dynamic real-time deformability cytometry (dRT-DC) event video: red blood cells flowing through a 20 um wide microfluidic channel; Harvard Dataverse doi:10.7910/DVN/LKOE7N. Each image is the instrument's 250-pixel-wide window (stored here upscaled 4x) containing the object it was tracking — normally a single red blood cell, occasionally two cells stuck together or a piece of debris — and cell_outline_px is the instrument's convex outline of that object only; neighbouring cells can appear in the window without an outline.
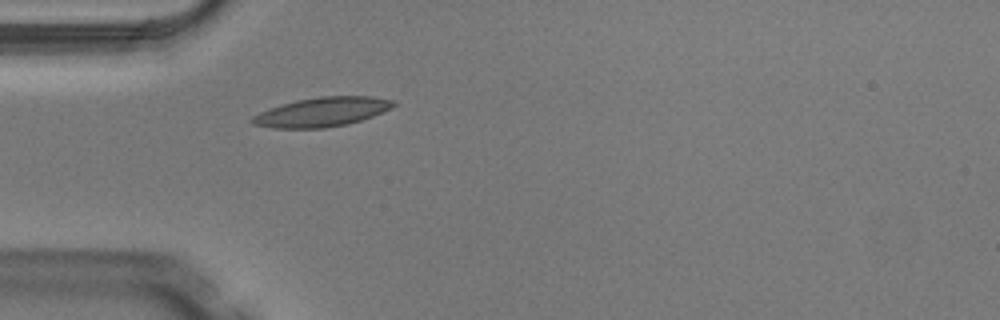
{"species": "Egyptian fruit bat (a non-hibernating species)", "species_latin": "Rousettus aegyptiacus", "temperature_condition": "warm", "stored_images_in_passage": 3, "camera_frame_rate_fps": 3000, "um_per_image_px": 0.085, "animal": {"sex": "male"}, "frame": {"image": 1, "passage_image": 3, "time_ms": 0.667, "image_size_px": [1000, 320], "cell_outline_px": [[396, 104], [392, 108], [372, 116], [348, 124], [324, 128], [272, 128], [252, 124], [248, 120], [252, 116], [260, 112], [280, 104], [296, 100], [320, 96], [372, 96], [396, 100]], "centroid_in_image_um": [27.36, 9.51], "position_along_channel_um": 57.6, "area_um2": 24.28}}